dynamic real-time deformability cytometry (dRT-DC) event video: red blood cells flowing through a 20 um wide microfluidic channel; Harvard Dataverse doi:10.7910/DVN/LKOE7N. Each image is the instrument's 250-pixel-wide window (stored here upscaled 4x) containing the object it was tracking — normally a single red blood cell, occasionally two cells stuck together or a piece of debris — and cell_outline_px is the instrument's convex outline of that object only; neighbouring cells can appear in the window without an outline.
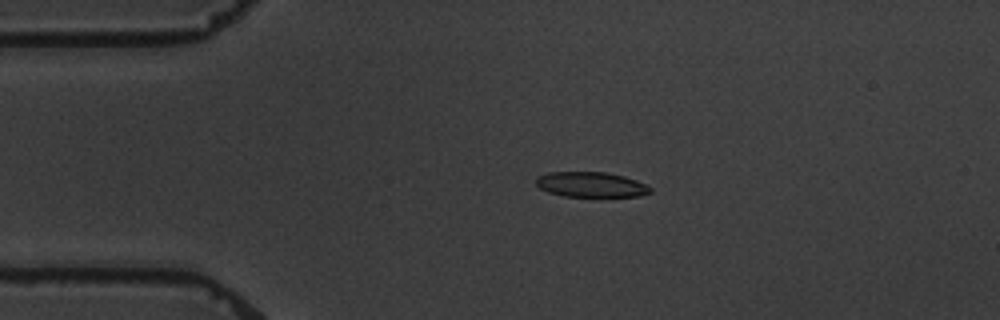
{"species": "common noctule bat (a hibernating species)", "species_latin": "Nyctalus noctula", "temperature_condition": "warm", "stored_images_in_passage": 5, "camera_frame_rate_fps": 3000, "um_per_image_px": 0.085, "animal": {"sex": "male", "body_mass_g": 19.5, "forearm_length_mm": 54.6}, "frame": {"image": 1, "passage_image": 4, "time_ms": 3.667, "image_size_px": [1000, 320], "cell_outline_px": [[652, 192], [640, 196], [564, 196], [548, 192], [540, 188], [536, 184], [536, 176], [548, 172], [604, 172], [624, 176], [636, 180], [652, 188]], "centroid_in_image_um": [50.22, 15.68], "position_along_channel_um": 34.8, "area_um2": 16.7}}